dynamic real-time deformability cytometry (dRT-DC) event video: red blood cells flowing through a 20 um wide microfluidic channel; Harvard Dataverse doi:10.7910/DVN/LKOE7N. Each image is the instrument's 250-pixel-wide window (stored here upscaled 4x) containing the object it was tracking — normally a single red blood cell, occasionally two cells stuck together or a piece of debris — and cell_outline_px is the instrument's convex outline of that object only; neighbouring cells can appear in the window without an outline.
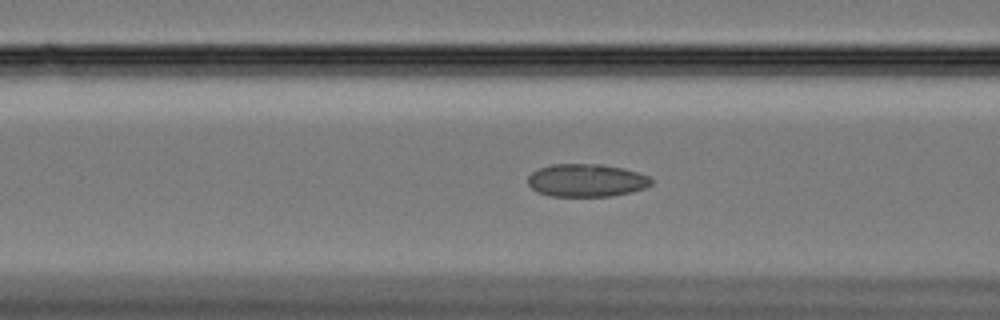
{"species": "Egyptian fruit bat (a non-hibernating species)", "species_latin": "Rousettus aegyptiacus", "temperature_condition": "cold", "stored_images_in_passage": 53, "camera_frame_rate_fps": 3000, "um_per_image_px": 0.085, "animal": {"sex": "female"}, "frame": {"image": 1, "passage_image": 17, "time_ms": 5.333, "image_size_px": [1000, 320], "cell_outline_px": [[652, 184], [644, 188], [632, 192], [612, 196], [548, 196], [536, 192], [528, 184], [528, 176], [532, 172], [540, 168], [552, 164], [600, 164], [624, 168], [648, 176], [652, 180]], "centroid_in_image_um": [49.83, 15.34], "position_along_channel_um": 116.8, "area_um2": 23.7}}
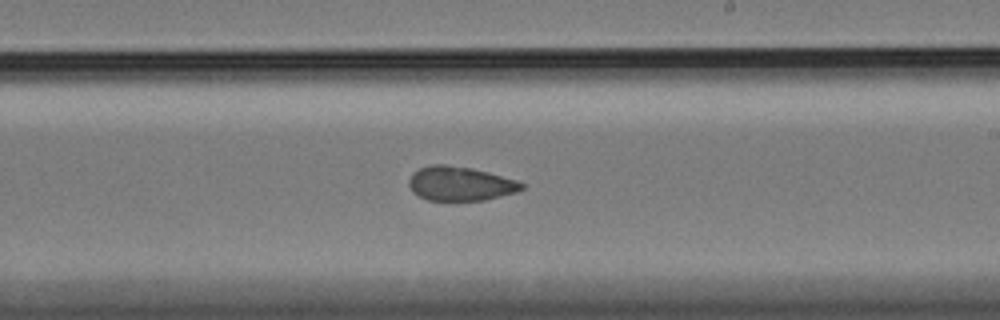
{"frame": {"image": 2, "passage_image": 29, "time_ms": 9.333, "image_size_px": [1000, 320], "cell_outline_px": [[524, 188], [516, 192], [484, 200], [428, 200], [412, 192], [408, 184], [408, 180], [412, 172], [420, 168], [432, 164], [444, 164], [472, 168], [488, 172], [516, 180], [524, 184]], "centroid_in_image_um": [39.09, 15.6], "position_along_channel_um": 249.9, "area_um2": 22.43}}
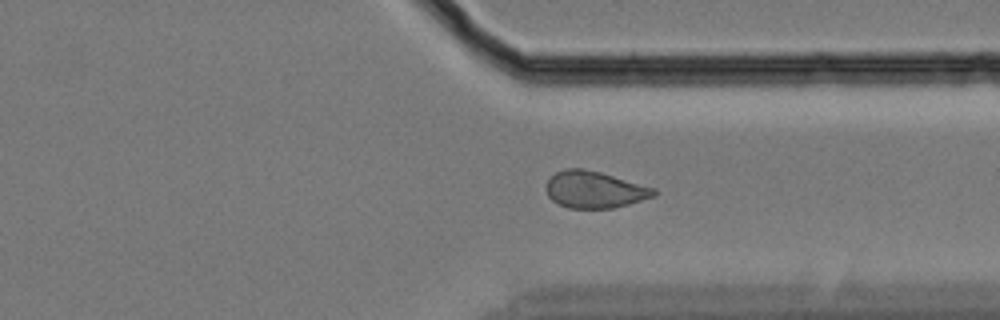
{"frame": {"image": 3, "passage_image": 39, "time_ms": 12.667, "image_size_px": [1000, 320], "cell_outline_px": [[656, 196], [628, 204], [612, 208], [568, 208], [552, 200], [548, 196], [544, 188], [548, 180], [556, 172], [564, 168], [584, 168], [600, 172], [656, 188]], "centroid_in_image_um": [50.52, 16.11], "position_along_channel_um": 360.9, "area_um2": 23.18}, "authors_computed_cell_mechanics": {"area_um2": 23.2934, "velocity_mm_per_s": 3.3278, "shape_relaxation_time_tau1_ms": null, "shape_relaxation_time_tau2_ms": 2.4841, "deformation_change_tau1": null, "deformation_change_tau2": 0.0643}}